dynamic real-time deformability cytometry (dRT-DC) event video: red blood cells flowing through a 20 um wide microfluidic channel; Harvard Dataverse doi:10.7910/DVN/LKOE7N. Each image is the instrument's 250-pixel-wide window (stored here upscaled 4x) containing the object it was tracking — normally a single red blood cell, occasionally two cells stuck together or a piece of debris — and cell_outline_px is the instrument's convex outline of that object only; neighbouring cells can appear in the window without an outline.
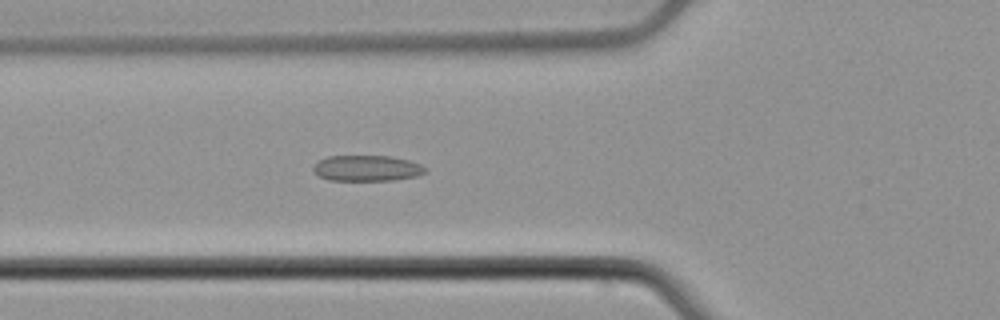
{"species": "common noctule bat (a hibernating species)", "species_latin": "Nyctalus noctula", "temperature_condition": "cold", "stored_images_in_passage": 5, "camera_frame_rate_fps": 3000, "um_per_image_px": 0.085, "animal": {"sex": "male", "body_mass_g": 21.5, "forearm_length_mm": 52.0}, "frame": {"image": 1, "passage_image": 5, "time_ms": 1.333, "image_size_px": [1000, 320], "cell_outline_px": [[428, 172], [416, 176], [392, 180], [328, 180], [320, 176], [312, 168], [320, 160], [328, 156], [392, 156], [408, 160], [420, 164], [428, 168]], "centroid_in_image_um": [31.24, 14.29], "position_along_channel_um": 94.6, "area_um2": 16.76}}